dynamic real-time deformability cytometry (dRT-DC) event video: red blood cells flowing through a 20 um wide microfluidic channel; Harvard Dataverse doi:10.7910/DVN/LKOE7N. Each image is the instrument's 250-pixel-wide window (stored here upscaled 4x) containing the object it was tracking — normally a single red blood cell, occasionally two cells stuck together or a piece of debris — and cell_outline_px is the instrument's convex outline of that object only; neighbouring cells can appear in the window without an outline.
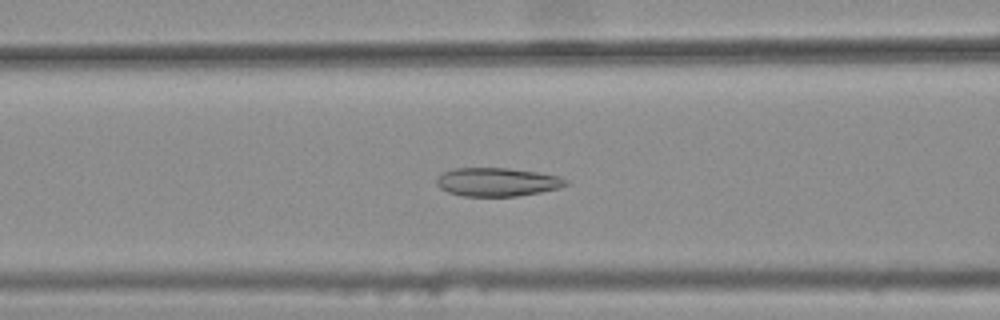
{"species": "common noctule bat (a hibernating species)", "species_latin": "Nyctalus noctula", "temperature_condition": "warm", "stored_images_in_passage": 17, "camera_frame_rate_fps": 3000, "um_per_image_px": 0.085, "animal": {"sex": "female", "body_mass_g": 25.1}, "frame": {"image": 1, "passage_image": 8, "time_ms": 2.333, "image_size_px": [1000, 320], "cell_outline_px": [[568, 184], [560, 188], [540, 192], [516, 196], [464, 196], [448, 192], [440, 188], [436, 184], [436, 180], [444, 172], [456, 168], [508, 168], [536, 172], [560, 176], [568, 180]], "centroid_in_image_um": [42.29, 15.47], "position_along_channel_um": 124.3, "area_um2": 21.39}}
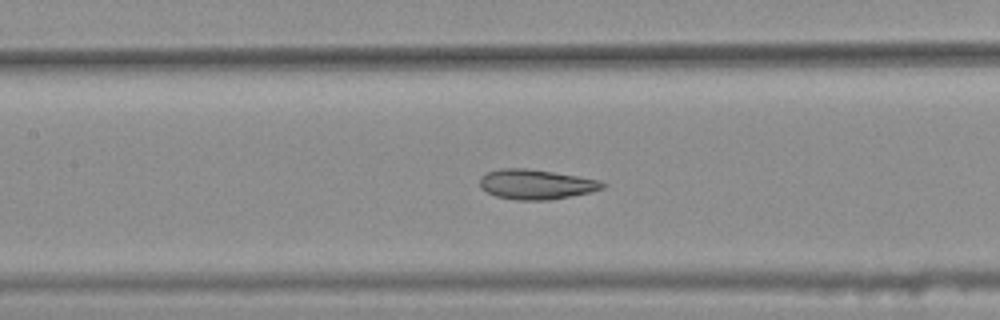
{"frame": {"image": 2, "passage_image": 11, "time_ms": 3.333, "image_size_px": [1000, 320], "cell_outline_px": [[608, 184], [604, 188], [592, 192], [552, 200], [516, 200], [496, 196], [480, 188], [480, 176], [488, 172], [500, 168], [528, 168], [576, 176], [596, 180]], "centroid_in_image_um": [45.56, 15.67], "position_along_channel_um": 161.8, "area_um2": 21.39}}
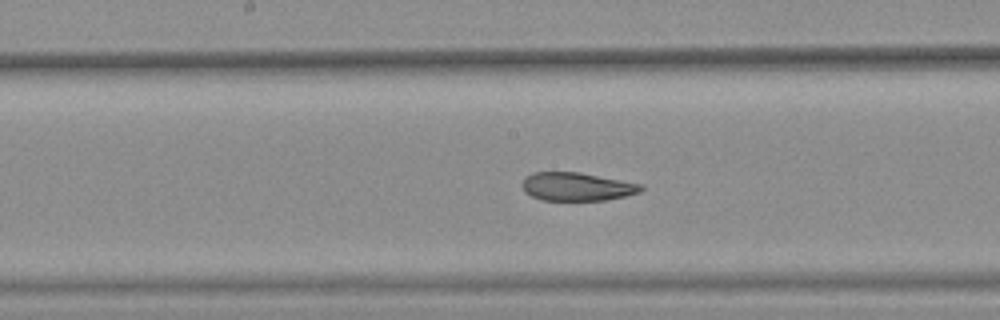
{"frame": {"image": 3, "passage_image": 14, "time_ms": 4.333, "image_size_px": [1000, 320], "cell_outline_px": [[644, 188], [640, 192], [624, 196], [604, 200], [544, 200], [532, 196], [524, 192], [524, 180], [532, 172], [580, 172], [644, 184]], "centroid_in_image_um": [49.09, 15.86], "position_along_channel_um": 199.1, "area_um2": 19.48}}